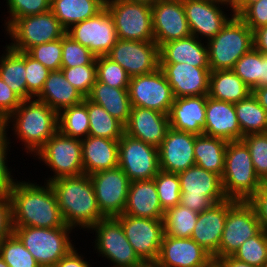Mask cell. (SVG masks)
<instances>
[{"instance_id":"cell-22","label":"cell","mask_w":267,"mask_h":267,"mask_svg":"<svg viewBox=\"0 0 267 267\" xmlns=\"http://www.w3.org/2000/svg\"><path fill=\"white\" fill-rule=\"evenodd\" d=\"M197 135L169 127L158 147L161 171L181 173L195 165L194 144Z\"/></svg>"},{"instance_id":"cell-40","label":"cell","mask_w":267,"mask_h":267,"mask_svg":"<svg viewBox=\"0 0 267 267\" xmlns=\"http://www.w3.org/2000/svg\"><path fill=\"white\" fill-rule=\"evenodd\" d=\"M57 123L58 131L63 135L80 140L89 136L87 97L84 98L83 102L59 111Z\"/></svg>"},{"instance_id":"cell-6","label":"cell","mask_w":267,"mask_h":267,"mask_svg":"<svg viewBox=\"0 0 267 267\" xmlns=\"http://www.w3.org/2000/svg\"><path fill=\"white\" fill-rule=\"evenodd\" d=\"M70 227L37 228L13 227V233L33 255L40 267H53L74 244L70 239Z\"/></svg>"},{"instance_id":"cell-52","label":"cell","mask_w":267,"mask_h":267,"mask_svg":"<svg viewBox=\"0 0 267 267\" xmlns=\"http://www.w3.org/2000/svg\"><path fill=\"white\" fill-rule=\"evenodd\" d=\"M7 130L0 123V195L9 194L12 185L17 181L11 175L12 170L8 168V150L10 151V138L7 137ZM11 170V171H10Z\"/></svg>"},{"instance_id":"cell-21","label":"cell","mask_w":267,"mask_h":267,"mask_svg":"<svg viewBox=\"0 0 267 267\" xmlns=\"http://www.w3.org/2000/svg\"><path fill=\"white\" fill-rule=\"evenodd\" d=\"M151 9L154 41L159 48L191 35L182 0H159Z\"/></svg>"},{"instance_id":"cell-4","label":"cell","mask_w":267,"mask_h":267,"mask_svg":"<svg viewBox=\"0 0 267 267\" xmlns=\"http://www.w3.org/2000/svg\"><path fill=\"white\" fill-rule=\"evenodd\" d=\"M227 199L248 201L263 185L255 172L250 152L242 140L229 141L221 176Z\"/></svg>"},{"instance_id":"cell-43","label":"cell","mask_w":267,"mask_h":267,"mask_svg":"<svg viewBox=\"0 0 267 267\" xmlns=\"http://www.w3.org/2000/svg\"><path fill=\"white\" fill-rule=\"evenodd\" d=\"M233 257L256 267L267 266V233L261 230L256 236L246 240Z\"/></svg>"},{"instance_id":"cell-65","label":"cell","mask_w":267,"mask_h":267,"mask_svg":"<svg viewBox=\"0 0 267 267\" xmlns=\"http://www.w3.org/2000/svg\"><path fill=\"white\" fill-rule=\"evenodd\" d=\"M220 1L226 2L230 5H233L236 0H220Z\"/></svg>"},{"instance_id":"cell-46","label":"cell","mask_w":267,"mask_h":267,"mask_svg":"<svg viewBox=\"0 0 267 267\" xmlns=\"http://www.w3.org/2000/svg\"><path fill=\"white\" fill-rule=\"evenodd\" d=\"M96 65V57L87 47L76 42L67 33L62 37L61 68Z\"/></svg>"},{"instance_id":"cell-16","label":"cell","mask_w":267,"mask_h":267,"mask_svg":"<svg viewBox=\"0 0 267 267\" xmlns=\"http://www.w3.org/2000/svg\"><path fill=\"white\" fill-rule=\"evenodd\" d=\"M66 33L95 57L107 55L118 40L114 20L106 7L96 16L72 25Z\"/></svg>"},{"instance_id":"cell-60","label":"cell","mask_w":267,"mask_h":267,"mask_svg":"<svg viewBox=\"0 0 267 267\" xmlns=\"http://www.w3.org/2000/svg\"><path fill=\"white\" fill-rule=\"evenodd\" d=\"M252 93L267 112V85L255 88Z\"/></svg>"},{"instance_id":"cell-34","label":"cell","mask_w":267,"mask_h":267,"mask_svg":"<svg viewBox=\"0 0 267 267\" xmlns=\"http://www.w3.org/2000/svg\"><path fill=\"white\" fill-rule=\"evenodd\" d=\"M107 0H51L50 11L68 30L72 25L96 16Z\"/></svg>"},{"instance_id":"cell-31","label":"cell","mask_w":267,"mask_h":267,"mask_svg":"<svg viewBox=\"0 0 267 267\" xmlns=\"http://www.w3.org/2000/svg\"><path fill=\"white\" fill-rule=\"evenodd\" d=\"M84 98L81 92L66 80L62 70L49 73L42 91L36 97L57 113L66 107L83 102Z\"/></svg>"},{"instance_id":"cell-20","label":"cell","mask_w":267,"mask_h":267,"mask_svg":"<svg viewBox=\"0 0 267 267\" xmlns=\"http://www.w3.org/2000/svg\"><path fill=\"white\" fill-rule=\"evenodd\" d=\"M157 267H215L213 256L191 238L164 234Z\"/></svg>"},{"instance_id":"cell-15","label":"cell","mask_w":267,"mask_h":267,"mask_svg":"<svg viewBox=\"0 0 267 267\" xmlns=\"http://www.w3.org/2000/svg\"><path fill=\"white\" fill-rule=\"evenodd\" d=\"M261 230L253 206L248 201L237 200L228 209L219 245V258L233 256L246 240Z\"/></svg>"},{"instance_id":"cell-63","label":"cell","mask_w":267,"mask_h":267,"mask_svg":"<svg viewBox=\"0 0 267 267\" xmlns=\"http://www.w3.org/2000/svg\"><path fill=\"white\" fill-rule=\"evenodd\" d=\"M0 267H9V265H7L4 260L2 259V257L0 256Z\"/></svg>"},{"instance_id":"cell-9","label":"cell","mask_w":267,"mask_h":267,"mask_svg":"<svg viewBox=\"0 0 267 267\" xmlns=\"http://www.w3.org/2000/svg\"><path fill=\"white\" fill-rule=\"evenodd\" d=\"M34 156L54 172L53 176L46 179L48 183L58 178L84 174L81 140L59 131Z\"/></svg>"},{"instance_id":"cell-57","label":"cell","mask_w":267,"mask_h":267,"mask_svg":"<svg viewBox=\"0 0 267 267\" xmlns=\"http://www.w3.org/2000/svg\"><path fill=\"white\" fill-rule=\"evenodd\" d=\"M77 248H72L63 258H61L53 267H92L85 261L83 255L79 254Z\"/></svg>"},{"instance_id":"cell-29","label":"cell","mask_w":267,"mask_h":267,"mask_svg":"<svg viewBox=\"0 0 267 267\" xmlns=\"http://www.w3.org/2000/svg\"><path fill=\"white\" fill-rule=\"evenodd\" d=\"M84 174L118 167L119 140L87 136L81 140Z\"/></svg>"},{"instance_id":"cell-28","label":"cell","mask_w":267,"mask_h":267,"mask_svg":"<svg viewBox=\"0 0 267 267\" xmlns=\"http://www.w3.org/2000/svg\"><path fill=\"white\" fill-rule=\"evenodd\" d=\"M164 212L159 201L154 179L130 182L123 214L142 218L163 219Z\"/></svg>"},{"instance_id":"cell-11","label":"cell","mask_w":267,"mask_h":267,"mask_svg":"<svg viewBox=\"0 0 267 267\" xmlns=\"http://www.w3.org/2000/svg\"><path fill=\"white\" fill-rule=\"evenodd\" d=\"M105 7L114 20L118 39L154 41L150 6L128 0H107Z\"/></svg>"},{"instance_id":"cell-35","label":"cell","mask_w":267,"mask_h":267,"mask_svg":"<svg viewBox=\"0 0 267 267\" xmlns=\"http://www.w3.org/2000/svg\"><path fill=\"white\" fill-rule=\"evenodd\" d=\"M228 141L206 135H197L194 144L195 165L222 176Z\"/></svg>"},{"instance_id":"cell-5","label":"cell","mask_w":267,"mask_h":267,"mask_svg":"<svg viewBox=\"0 0 267 267\" xmlns=\"http://www.w3.org/2000/svg\"><path fill=\"white\" fill-rule=\"evenodd\" d=\"M204 43L208 46L210 71L233 69L238 59L254 47L253 31L233 15L215 37Z\"/></svg>"},{"instance_id":"cell-42","label":"cell","mask_w":267,"mask_h":267,"mask_svg":"<svg viewBox=\"0 0 267 267\" xmlns=\"http://www.w3.org/2000/svg\"><path fill=\"white\" fill-rule=\"evenodd\" d=\"M0 256L9 267H40L14 233L0 241Z\"/></svg>"},{"instance_id":"cell-30","label":"cell","mask_w":267,"mask_h":267,"mask_svg":"<svg viewBox=\"0 0 267 267\" xmlns=\"http://www.w3.org/2000/svg\"><path fill=\"white\" fill-rule=\"evenodd\" d=\"M160 63H187L195 67H210L208 46L194 35L173 40L159 48Z\"/></svg>"},{"instance_id":"cell-59","label":"cell","mask_w":267,"mask_h":267,"mask_svg":"<svg viewBox=\"0 0 267 267\" xmlns=\"http://www.w3.org/2000/svg\"><path fill=\"white\" fill-rule=\"evenodd\" d=\"M215 267H256L240 261L233 256H226L215 261Z\"/></svg>"},{"instance_id":"cell-51","label":"cell","mask_w":267,"mask_h":267,"mask_svg":"<svg viewBox=\"0 0 267 267\" xmlns=\"http://www.w3.org/2000/svg\"><path fill=\"white\" fill-rule=\"evenodd\" d=\"M66 80L87 97L97 80L96 65H82L71 68H61Z\"/></svg>"},{"instance_id":"cell-8","label":"cell","mask_w":267,"mask_h":267,"mask_svg":"<svg viewBox=\"0 0 267 267\" xmlns=\"http://www.w3.org/2000/svg\"><path fill=\"white\" fill-rule=\"evenodd\" d=\"M11 49L27 52L33 46L62 38L66 29L51 11L16 19L7 29Z\"/></svg>"},{"instance_id":"cell-19","label":"cell","mask_w":267,"mask_h":267,"mask_svg":"<svg viewBox=\"0 0 267 267\" xmlns=\"http://www.w3.org/2000/svg\"><path fill=\"white\" fill-rule=\"evenodd\" d=\"M182 2L191 35L199 40L202 37L208 41L215 37L234 15L231 13L228 17L229 15L225 14L223 7L230 9L232 5L220 0H182Z\"/></svg>"},{"instance_id":"cell-48","label":"cell","mask_w":267,"mask_h":267,"mask_svg":"<svg viewBox=\"0 0 267 267\" xmlns=\"http://www.w3.org/2000/svg\"><path fill=\"white\" fill-rule=\"evenodd\" d=\"M6 3L9 17L4 20V29L18 18L50 11L51 0H6Z\"/></svg>"},{"instance_id":"cell-23","label":"cell","mask_w":267,"mask_h":267,"mask_svg":"<svg viewBox=\"0 0 267 267\" xmlns=\"http://www.w3.org/2000/svg\"><path fill=\"white\" fill-rule=\"evenodd\" d=\"M236 201L234 199H226L198 213V220L190 238L209 252L213 256L214 262L219 259V245L228 209Z\"/></svg>"},{"instance_id":"cell-14","label":"cell","mask_w":267,"mask_h":267,"mask_svg":"<svg viewBox=\"0 0 267 267\" xmlns=\"http://www.w3.org/2000/svg\"><path fill=\"white\" fill-rule=\"evenodd\" d=\"M128 92L131 106L153 109L167 115L175 99L160 67L151 73L130 78Z\"/></svg>"},{"instance_id":"cell-58","label":"cell","mask_w":267,"mask_h":267,"mask_svg":"<svg viewBox=\"0 0 267 267\" xmlns=\"http://www.w3.org/2000/svg\"><path fill=\"white\" fill-rule=\"evenodd\" d=\"M254 48L267 55V25L253 31Z\"/></svg>"},{"instance_id":"cell-64","label":"cell","mask_w":267,"mask_h":267,"mask_svg":"<svg viewBox=\"0 0 267 267\" xmlns=\"http://www.w3.org/2000/svg\"><path fill=\"white\" fill-rule=\"evenodd\" d=\"M141 267H157L154 263H145L143 266Z\"/></svg>"},{"instance_id":"cell-2","label":"cell","mask_w":267,"mask_h":267,"mask_svg":"<svg viewBox=\"0 0 267 267\" xmlns=\"http://www.w3.org/2000/svg\"><path fill=\"white\" fill-rule=\"evenodd\" d=\"M65 224L90 230L105 216L99 210L92 181L87 174L62 177L49 182Z\"/></svg>"},{"instance_id":"cell-36","label":"cell","mask_w":267,"mask_h":267,"mask_svg":"<svg viewBox=\"0 0 267 267\" xmlns=\"http://www.w3.org/2000/svg\"><path fill=\"white\" fill-rule=\"evenodd\" d=\"M4 54L0 57V78L22 100H27V83L25 70V52L5 46Z\"/></svg>"},{"instance_id":"cell-62","label":"cell","mask_w":267,"mask_h":267,"mask_svg":"<svg viewBox=\"0 0 267 267\" xmlns=\"http://www.w3.org/2000/svg\"><path fill=\"white\" fill-rule=\"evenodd\" d=\"M128 1L135 2L138 4H144V5H148L152 7L159 0H128Z\"/></svg>"},{"instance_id":"cell-47","label":"cell","mask_w":267,"mask_h":267,"mask_svg":"<svg viewBox=\"0 0 267 267\" xmlns=\"http://www.w3.org/2000/svg\"><path fill=\"white\" fill-rule=\"evenodd\" d=\"M241 140L249 149L256 174L267 183V132L247 134Z\"/></svg>"},{"instance_id":"cell-50","label":"cell","mask_w":267,"mask_h":267,"mask_svg":"<svg viewBox=\"0 0 267 267\" xmlns=\"http://www.w3.org/2000/svg\"><path fill=\"white\" fill-rule=\"evenodd\" d=\"M25 70L27 83V99L36 98L44 87V83L51 72L42 63L25 52Z\"/></svg>"},{"instance_id":"cell-33","label":"cell","mask_w":267,"mask_h":267,"mask_svg":"<svg viewBox=\"0 0 267 267\" xmlns=\"http://www.w3.org/2000/svg\"><path fill=\"white\" fill-rule=\"evenodd\" d=\"M251 93L252 90L232 69L210 71L207 96L236 103L246 99Z\"/></svg>"},{"instance_id":"cell-61","label":"cell","mask_w":267,"mask_h":267,"mask_svg":"<svg viewBox=\"0 0 267 267\" xmlns=\"http://www.w3.org/2000/svg\"><path fill=\"white\" fill-rule=\"evenodd\" d=\"M259 0H236L232 5L231 12L239 16L250 4L258 2Z\"/></svg>"},{"instance_id":"cell-55","label":"cell","mask_w":267,"mask_h":267,"mask_svg":"<svg viewBox=\"0 0 267 267\" xmlns=\"http://www.w3.org/2000/svg\"><path fill=\"white\" fill-rule=\"evenodd\" d=\"M248 202L255 210L261 229L267 233V183H263Z\"/></svg>"},{"instance_id":"cell-41","label":"cell","mask_w":267,"mask_h":267,"mask_svg":"<svg viewBox=\"0 0 267 267\" xmlns=\"http://www.w3.org/2000/svg\"><path fill=\"white\" fill-rule=\"evenodd\" d=\"M198 220V213L183 205H176L164 212L165 235L190 238Z\"/></svg>"},{"instance_id":"cell-49","label":"cell","mask_w":267,"mask_h":267,"mask_svg":"<svg viewBox=\"0 0 267 267\" xmlns=\"http://www.w3.org/2000/svg\"><path fill=\"white\" fill-rule=\"evenodd\" d=\"M27 53L50 71L61 70L62 38L33 46Z\"/></svg>"},{"instance_id":"cell-12","label":"cell","mask_w":267,"mask_h":267,"mask_svg":"<svg viewBox=\"0 0 267 267\" xmlns=\"http://www.w3.org/2000/svg\"><path fill=\"white\" fill-rule=\"evenodd\" d=\"M125 236L138 257L144 263H155L165 234L163 219L135 217L126 214L116 216Z\"/></svg>"},{"instance_id":"cell-3","label":"cell","mask_w":267,"mask_h":267,"mask_svg":"<svg viewBox=\"0 0 267 267\" xmlns=\"http://www.w3.org/2000/svg\"><path fill=\"white\" fill-rule=\"evenodd\" d=\"M58 113L36 98L23 100L1 124L24 143L26 153L35 155L58 131ZM13 123V124H12ZM10 124V125H9ZM13 127H9V126Z\"/></svg>"},{"instance_id":"cell-53","label":"cell","mask_w":267,"mask_h":267,"mask_svg":"<svg viewBox=\"0 0 267 267\" xmlns=\"http://www.w3.org/2000/svg\"><path fill=\"white\" fill-rule=\"evenodd\" d=\"M239 17L252 30L267 25V0L250 4Z\"/></svg>"},{"instance_id":"cell-24","label":"cell","mask_w":267,"mask_h":267,"mask_svg":"<svg viewBox=\"0 0 267 267\" xmlns=\"http://www.w3.org/2000/svg\"><path fill=\"white\" fill-rule=\"evenodd\" d=\"M175 98L208 94L210 67H195L187 63H160Z\"/></svg>"},{"instance_id":"cell-26","label":"cell","mask_w":267,"mask_h":267,"mask_svg":"<svg viewBox=\"0 0 267 267\" xmlns=\"http://www.w3.org/2000/svg\"><path fill=\"white\" fill-rule=\"evenodd\" d=\"M203 134L222 138L228 142L241 140L243 135L236 116L234 103L207 96Z\"/></svg>"},{"instance_id":"cell-54","label":"cell","mask_w":267,"mask_h":267,"mask_svg":"<svg viewBox=\"0 0 267 267\" xmlns=\"http://www.w3.org/2000/svg\"><path fill=\"white\" fill-rule=\"evenodd\" d=\"M23 100L0 78V123L13 113Z\"/></svg>"},{"instance_id":"cell-39","label":"cell","mask_w":267,"mask_h":267,"mask_svg":"<svg viewBox=\"0 0 267 267\" xmlns=\"http://www.w3.org/2000/svg\"><path fill=\"white\" fill-rule=\"evenodd\" d=\"M89 116V135L119 140L125 133L124 125L112 117L102 106L87 98Z\"/></svg>"},{"instance_id":"cell-45","label":"cell","mask_w":267,"mask_h":267,"mask_svg":"<svg viewBox=\"0 0 267 267\" xmlns=\"http://www.w3.org/2000/svg\"><path fill=\"white\" fill-rule=\"evenodd\" d=\"M97 81L114 88H128L130 77L127 72L107 55L96 57Z\"/></svg>"},{"instance_id":"cell-13","label":"cell","mask_w":267,"mask_h":267,"mask_svg":"<svg viewBox=\"0 0 267 267\" xmlns=\"http://www.w3.org/2000/svg\"><path fill=\"white\" fill-rule=\"evenodd\" d=\"M118 166L130 182L154 179L160 171L158 148L124 133L119 139Z\"/></svg>"},{"instance_id":"cell-18","label":"cell","mask_w":267,"mask_h":267,"mask_svg":"<svg viewBox=\"0 0 267 267\" xmlns=\"http://www.w3.org/2000/svg\"><path fill=\"white\" fill-rule=\"evenodd\" d=\"M107 56L121 65L130 78L151 73L160 66L159 46L155 41L118 39Z\"/></svg>"},{"instance_id":"cell-7","label":"cell","mask_w":267,"mask_h":267,"mask_svg":"<svg viewBox=\"0 0 267 267\" xmlns=\"http://www.w3.org/2000/svg\"><path fill=\"white\" fill-rule=\"evenodd\" d=\"M180 180V205L201 213L216 203L227 199L221 176L197 165L178 173Z\"/></svg>"},{"instance_id":"cell-44","label":"cell","mask_w":267,"mask_h":267,"mask_svg":"<svg viewBox=\"0 0 267 267\" xmlns=\"http://www.w3.org/2000/svg\"><path fill=\"white\" fill-rule=\"evenodd\" d=\"M160 204L164 211L180 203V180L178 174L159 171L154 177Z\"/></svg>"},{"instance_id":"cell-32","label":"cell","mask_w":267,"mask_h":267,"mask_svg":"<svg viewBox=\"0 0 267 267\" xmlns=\"http://www.w3.org/2000/svg\"><path fill=\"white\" fill-rule=\"evenodd\" d=\"M87 98L102 106L124 126L128 123L132 107L128 88H114L96 80Z\"/></svg>"},{"instance_id":"cell-27","label":"cell","mask_w":267,"mask_h":267,"mask_svg":"<svg viewBox=\"0 0 267 267\" xmlns=\"http://www.w3.org/2000/svg\"><path fill=\"white\" fill-rule=\"evenodd\" d=\"M207 95L175 98L169 111V126L183 132L203 135Z\"/></svg>"},{"instance_id":"cell-1","label":"cell","mask_w":267,"mask_h":267,"mask_svg":"<svg viewBox=\"0 0 267 267\" xmlns=\"http://www.w3.org/2000/svg\"><path fill=\"white\" fill-rule=\"evenodd\" d=\"M16 181L9 192L13 227H68L62 217L57 197L48 182L44 185Z\"/></svg>"},{"instance_id":"cell-37","label":"cell","mask_w":267,"mask_h":267,"mask_svg":"<svg viewBox=\"0 0 267 267\" xmlns=\"http://www.w3.org/2000/svg\"><path fill=\"white\" fill-rule=\"evenodd\" d=\"M232 70L252 91L267 85V55L254 47L238 59Z\"/></svg>"},{"instance_id":"cell-25","label":"cell","mask_w":267,"mask_h":267,"mask_svg":"<svg viewBox=\"0 0 267 267\" xmlns=\"http://www.w3.org/2000/svg\"><path fill=\"white\" fill-rule=\"evenodd\" d=\"M169 117L159 111L132 106L125 134L146 144L159 147L169 128Z\"/></svg>"},{"instance_id":"cell-17","label":"cell","mask_w":267,"mask_h":267,"mask_svg":"<svg viewBox=\"0 0 267 267\" xmlns=\"http://www.w3.org/2000/svg\"><path fill=\"white\" fill-rule=\"evenodd\" d=\"M99 210L105 217L123 214L126 206L130 180L118 166L89 175Z\"/></svg>"},{"instance_id":"cell-56","label":"cell","mask_w":267,"mask_h":267,"mask_svg":"<svg viewBox=\"0 0 267 267\" xmlns=\"http://www.w3.org/2000/svg\"><path fill=\"white\" fill-rule=\"evenodd\" d=\"M12 233L11 199L9 194L0 195V241Z\"/></svg>"},{"instance_id":"cell-38","label":"cell","mask_w":267,"mask_h":267,"mask_svg":"<svg viewBox=\"0 0 267 267\" xmlns=\"http://www.w3.org/2000/svg\"><path fill=\"white\" fill-rule=\"evenodd\" d=\"M234 107L243 136L267 132V112L253 93L246 99L234 103Z\"/></svg>"},{"instance_id":"cell-10","label":"cell","mask_w":267,"mask_h":267,"mask_svg":"<svg viewBox=\"0 0 267 267\" xmlns=\"http://www.w3.org/2000/svg\"><path fill=\"white\" fill-rule=\"evenodd\" d=\"M95 231L94 249L112 263V267H141L145 263L138 257L127 240L120 221L105 217L89 231Z\"/></svg>"}]
</instances>
